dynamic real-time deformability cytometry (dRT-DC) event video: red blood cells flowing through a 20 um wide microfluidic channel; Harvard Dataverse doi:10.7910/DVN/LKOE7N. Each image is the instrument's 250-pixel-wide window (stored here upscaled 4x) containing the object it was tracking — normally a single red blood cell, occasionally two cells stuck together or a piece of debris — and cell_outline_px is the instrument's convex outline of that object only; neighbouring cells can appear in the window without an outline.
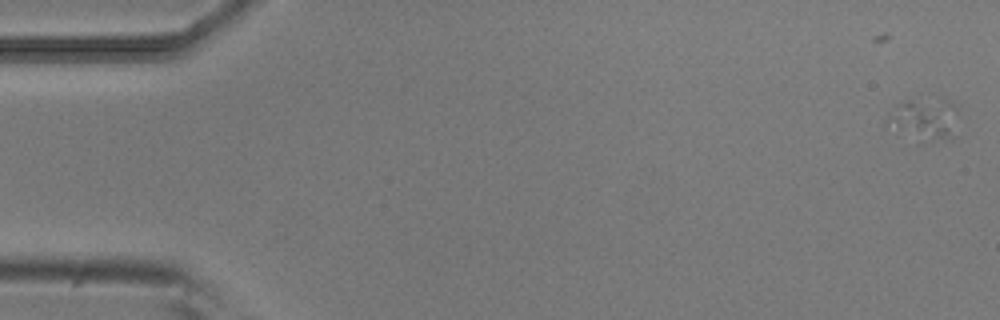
{"species": "common noctule bat (a hibernating species)", "species_latin": "Nyctalus noctula", "temperature_condition": "room temperature", "stored_images_in_passage": 13, "camera_frame_rate_fps": 3000, "um_per_image_px": 0.085, "animal": {"sex": "male", "body_mass_g": 20.5, "forearm_length_mm": 52.5}, "frame": {"image": 1, "passage_image": 1, "time_ms": 0.0, "image_size_px": [1000, 320], "cell_outline_px": [[960, 104], [952, 140], [896, 136], [884, 120], [888, 112], [896, 104], [908, 100], [952, 100]], "centroid_in_image_um": [78.53, 10.11], "position_along_channel_um": 6.5, "area_um2": 17.86}}